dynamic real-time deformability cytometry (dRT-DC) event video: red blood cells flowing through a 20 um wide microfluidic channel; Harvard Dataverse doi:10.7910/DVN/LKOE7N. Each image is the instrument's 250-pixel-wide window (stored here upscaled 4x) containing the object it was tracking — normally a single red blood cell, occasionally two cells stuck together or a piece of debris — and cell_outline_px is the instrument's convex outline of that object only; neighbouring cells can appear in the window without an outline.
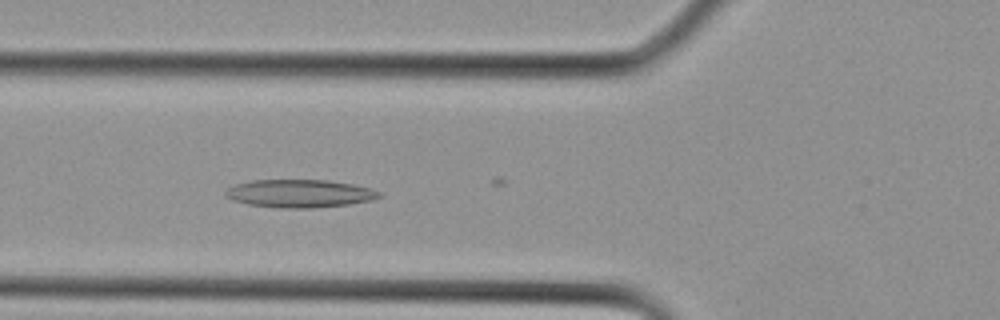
{"species": "Egyptian fruit bat (a non-hibernating species)", "species_latin": "Rousettus aegyptiacus", "temperature_condition": "cold", "stored_images_in_passage": 18, "camera_frame_rate_fps": 3000, "um_per_image_px": 0.085, "animal": {"sex": "female"}, "frame": {"image": 1, "passage_image": 11, "time_ms": 3.333, "image_size_px": [1000, 320], "cell_outline_px": [[384, 196], [372, 200], [348, 204], [312, 208], [280, 208], [248, 204], [236, 200], [228, 196], [224, 192], [228, 188], [236, 184], [252, 180], [328, 180], [352, 184], [368, 188], [380, 192]], "centroid_in_image_um": [25.51, 16.44], "position_along_channel_um": 100.3, "area_um2": 24.8}}
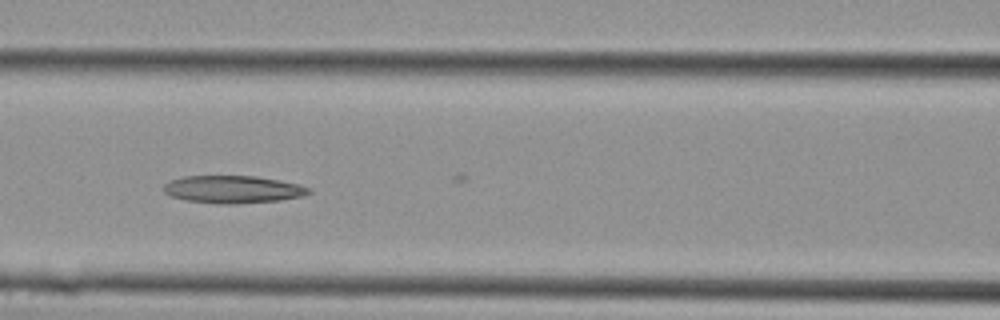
{"frame": {"image": 2, "passage_image": 13, "time_ms": 4.0, "image_size_px": [1000, 320], "cell_outline_px": [[312, 192], [304, 196], [280, 200], [236, 204], [216, 204], [188, 200], [172, 196], [164, 192], [164, 184], [168, 180], [184, 176], [256, 176], [296, 184], [312, 188]], "centroid_in_image_um": [19.8, 16.1], "position_along_channel_um": 146.8, "area_um2": 23.29}}
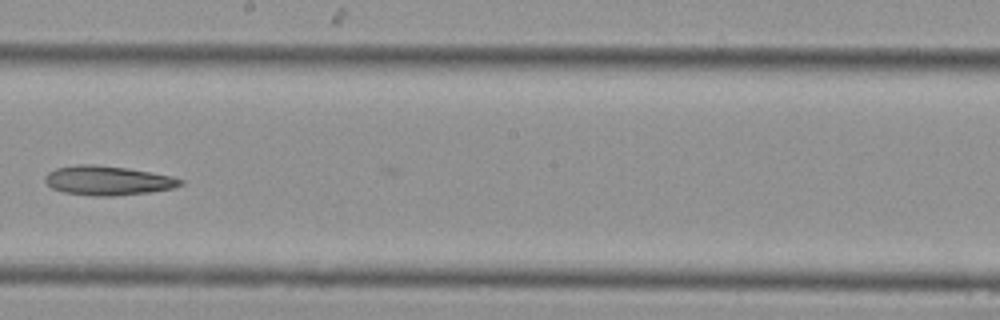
{"frame": {"image": 3, "passage_image": 17, "time_ms": 5.333, "image_size_px": [1000, 320], "cell_outline_px": [[184, 184], [172, 188], [148, 192], [116, 196], [92, 196], [64, 192], [52, 188], [44, 180], [44, 176], [48, 172], [56, 168], [76, 164], [96, 164], [128, 168], [172, 176], [184, 180]], "centroid_in_image_um": [9.15, 15.34], "position_along_channel_um": 239.1, "area_um2": 23.24}}